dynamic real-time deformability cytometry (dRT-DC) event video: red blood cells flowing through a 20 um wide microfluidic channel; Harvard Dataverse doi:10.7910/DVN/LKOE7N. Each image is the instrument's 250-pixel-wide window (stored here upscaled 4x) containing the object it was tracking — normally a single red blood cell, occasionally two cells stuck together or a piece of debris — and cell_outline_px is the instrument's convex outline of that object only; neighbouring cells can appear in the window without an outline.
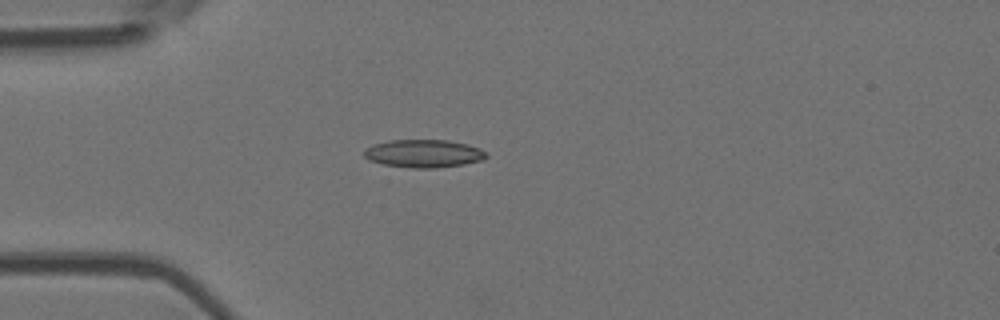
{"species": "Egyptian fruit bat (a non-hibernating species)", "species_latin": "Rousettus aegyptiacus", "temperature_condition": "room temperature", "stored_images_in_passage": 1, "camera_frame_rate_fps": 3000, "um_per_image_px": 0.085, "animal": {"sex": "female"}, "frame": {"image": 1, "passage_image": 1, "time_ms": 0.0, "image_size_px": [1000, 320], "cell_outline_px": [[488, 156], [480, 160], [464, 164], [436, 168], [412, 168], [384, 164], [368, 160], [364, 156], [364, 148], [372, 144], [392, 140], [448, 140], [468, 144], [480, 148], [488, 152]], "centroid_in_image_um": [36.01, 13.04], "position_along_channel_um": 49.0, "area_um2": 20.0}}